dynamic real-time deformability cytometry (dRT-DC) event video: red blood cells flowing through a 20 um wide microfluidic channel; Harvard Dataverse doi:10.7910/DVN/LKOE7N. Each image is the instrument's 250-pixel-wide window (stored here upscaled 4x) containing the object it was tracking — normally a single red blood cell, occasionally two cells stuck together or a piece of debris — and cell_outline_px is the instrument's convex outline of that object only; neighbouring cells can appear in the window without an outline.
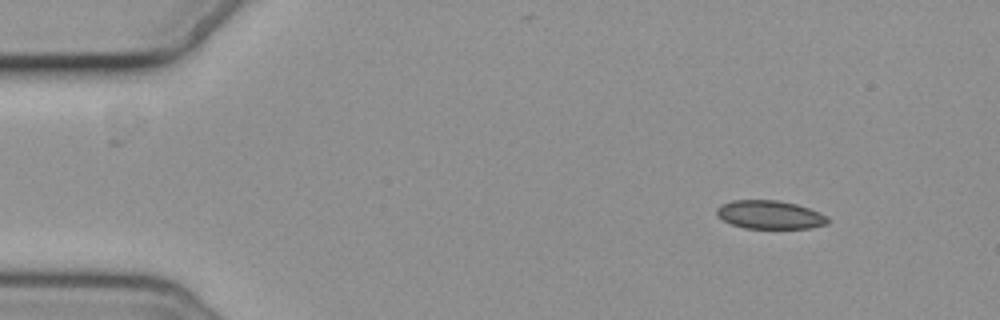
{"species": "common noctule bat (a hibernating species)", "species_latin": "Nyctalus noctula", "temperature_condition": "cold", "stored_images_in_passage": 3, "camera_frame_rate_fps": 3000, "um_per_image_px": 0.085, "animal": {"sex": "female", "body_mass_g": 19.3, "forearm_length_mm": 54.1}, "frame": {"image": 1, "passage_image": 1, "time_ms": 0.0, "image_size_px": [1000, 320], "cell_outline_px": [[828, 224], [812, 228], [744, 228], [732, 224], [716, 216], [716, 208], [720, 204], [732, 200], [776, 200], [796, 204], [808, 208], [828, 216]], "centroid_in_image_um": [65.41, 18.25], "position_along_channel_um": 19.6, "area_um2": 18.44}}